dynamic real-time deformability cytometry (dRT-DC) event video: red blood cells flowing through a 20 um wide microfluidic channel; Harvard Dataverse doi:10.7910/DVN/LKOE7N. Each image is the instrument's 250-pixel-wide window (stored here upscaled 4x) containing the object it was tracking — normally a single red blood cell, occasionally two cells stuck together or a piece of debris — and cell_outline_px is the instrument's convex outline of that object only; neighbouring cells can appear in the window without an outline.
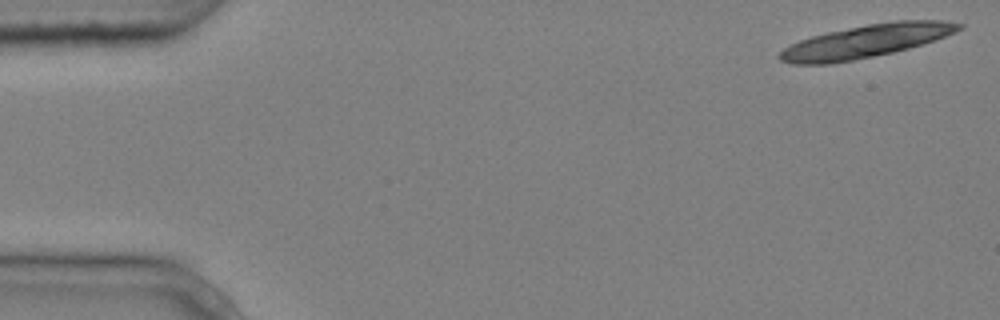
{"species": "common noctule bat (a hibernating species)", "species_latin": "Nyctalus noctula", "temperature_condition": "cold", "stored_images_in_passage": 4, "camera_frame_rate_fps": 3000, "um_per_image_px": 0.085, "animal": {"sex": "male", "body_mass_g": 20.4}, "frame": {"image": 1, "passage_image": 1, "time_ms": 0.0, "image_size_px": [1000, 320], "cell_outline_px": [[964, 28], [956, 32], [908, 48], [892, 52], [852, 60], [828, 64], [792, 64], [780, 60], [776, 56], [784, 48], [800, 40], [812, 36], [828, 32], [868, 24], [892, 20], [940, 20], [964, 24]], "centroid_in_image_um": [73.59, 3.49], "position_along_channel_um": 11.4, "area_um2": 34.04}}